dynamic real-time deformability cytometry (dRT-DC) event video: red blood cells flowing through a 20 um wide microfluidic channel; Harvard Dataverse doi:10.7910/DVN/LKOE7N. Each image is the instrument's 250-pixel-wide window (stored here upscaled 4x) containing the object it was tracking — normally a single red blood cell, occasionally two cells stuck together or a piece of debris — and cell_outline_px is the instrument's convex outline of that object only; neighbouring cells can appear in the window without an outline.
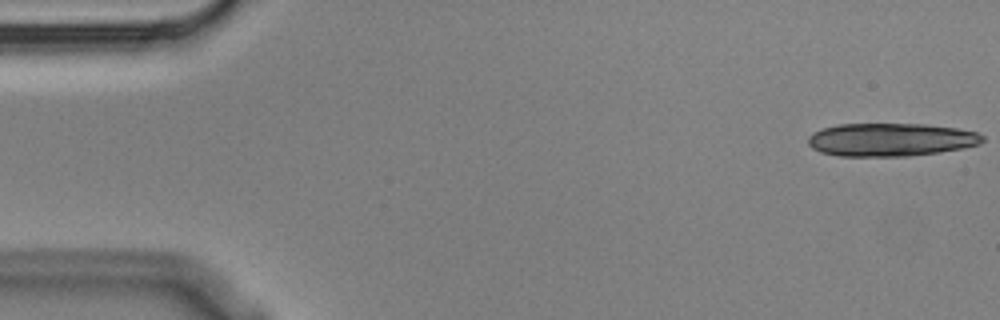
{"species": "Egyptian fruit bat (a non-hibernating species)", "species_latin": "Rousettus aegyptiacus", "temperature_condition": "cold", "stored_images_in_passage": 5, "camera_frame_rate_fps": 3000, "um_per_image_px": 0.085, "animal": {"sex": "male"}, "frame": {"image": 1, "passage_image": 1, "time_ms": 0.0, "image_size_px": [1000, 320], "cell_outline_px": [[984, 140], [980, 144], [964, 148], [940, 152], [908, 156], [840, 156], [820, 152], [812, 148], [808, 144], [808, 136], [812, 132], [824, 128], [840, 124], [924, 124], [956, 128], [976, 132], [984, 136]], "centroid_in_image_um": [75.71, 11.87], "position_along_channel_um": 9.3, "area_um2": 33.76}}
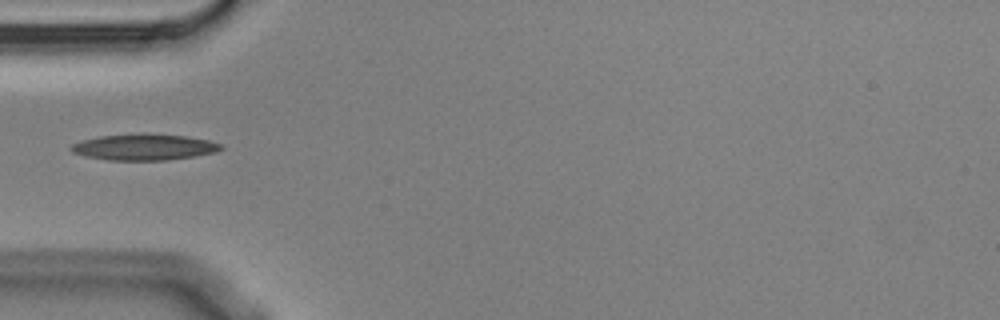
{"frame": {"image": 2, "passage_image": 5, "time_ms": 1.333, "image_size_px": [1000, 320], "cell_outline_px": [[224, 148], [216, 152], [168, 160], [108, 160], [84, 156], [72, 152], [68, 148], [72, 144], [84, 140], [100, 136], [184, 136], [208, 140], [224, 144]], "centroid_in_image_um": [12.26, 12.55], "position_along_channel_um": 72.7, "area_um2": 21.85}}